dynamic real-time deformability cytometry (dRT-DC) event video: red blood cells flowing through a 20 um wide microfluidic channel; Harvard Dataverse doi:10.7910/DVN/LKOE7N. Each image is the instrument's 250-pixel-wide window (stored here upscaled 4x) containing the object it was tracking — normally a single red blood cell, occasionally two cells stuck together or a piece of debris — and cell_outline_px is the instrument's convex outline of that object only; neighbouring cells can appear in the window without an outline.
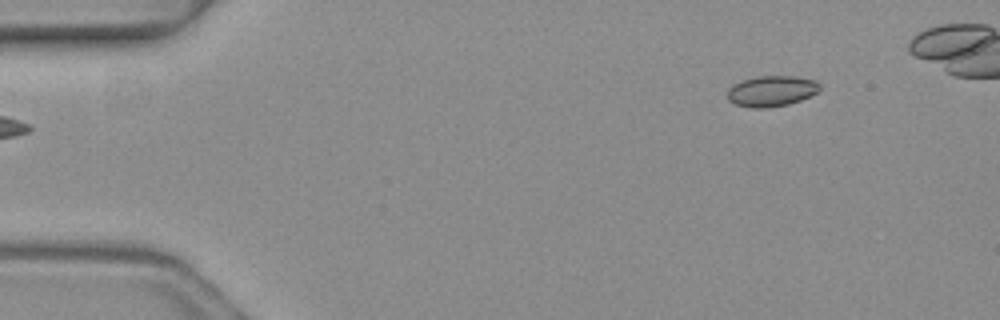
{"species": "common noctule bat (a hibernating species)", "species_latin": "Nyctalus noctula", "temperature_condition": "warm", "stored_images_in_passage": 3, "camera_frame_rate_fps": 3000, "um_per_image_px": 0.085, "animal": {"sex": "female", "body_mass_g": 19.3, "forearm_length_mm": 54.1}, "frame": {"image": 1, "passage_image": 3, "time_ms": 0.667, "image_size_px": [1000, 320], "cell_outline_px": [[820, 88], [816, 92], [800, 100], [788, 104], [764, 108], [752, 108], [736, 104], [728, 100], [728, 88], [732, 84], [744, 80], [760, 76], [796, 76], [816, 80], [820, 84]], "centroid_in_image_um": [65.57, 7.73], "position_along_channel_um": 19.4, "area_um2": 16.42}}